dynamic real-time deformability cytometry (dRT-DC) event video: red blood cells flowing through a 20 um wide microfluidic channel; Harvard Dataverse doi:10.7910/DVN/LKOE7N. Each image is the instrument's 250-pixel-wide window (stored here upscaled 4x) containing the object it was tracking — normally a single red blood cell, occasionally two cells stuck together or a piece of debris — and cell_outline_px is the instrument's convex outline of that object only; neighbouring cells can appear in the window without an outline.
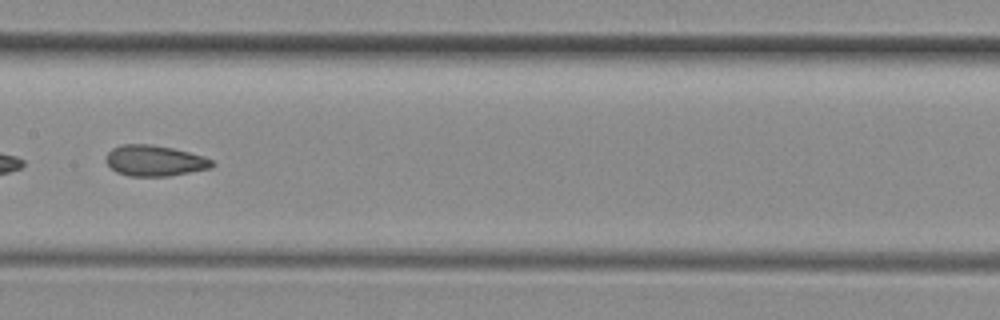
{"species": "common noctule bat (a hibernating species)", "species_latin": "Nyctalus noctula", "temperature_condition": "room temperature", "stored_images_in_passage": 33, "camera_frame_rate_fps": 3000, "um_per_image_px": 0.085, "animal": {"sex": "female", "body_mass_g": 29.2, "forearm_length_mm": 56.3}, "frame": {"image": 1, "passage_image": 10, "time_ms": 3.0, "image_size_px": [1000, 320], "cell_outline_px": [[216, 164], [208, 168], [168, 176], [128, 176], [116, 172], [104, 160], [108, 152], [112, 148], [124, 144], [148, 144], [172, 148], [204, 156], [212, 160]], "centroid_in_image_um": [13.11, 13.66], "position_along_channel_um": 194.3, "area_um2": 18.9}}
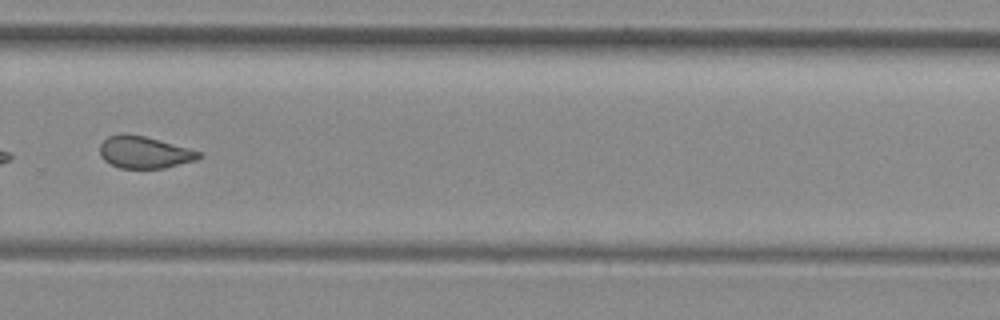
{"frame": {"image": 2, "passage_image": 19, "time_ms": 6.0, "image_size_px": [1000, 320], "cell_outline_px": [[200, 156], [196, 160], [164, 168], [120, 168], [104, 160], [100, 156], [100, 144], [108, 136], [120, 132], [124, 132], [144, 136], [188, 148], [200, 152]], "centroid_in_image_um": [12.21, 12.93], "position_along_channel_um": 317.6, "area_um2": 18.38}, "authors_computed_cell_mechanics": {"area_um2": 18.9584, "velocity_mm_per_s": 4.1247, "shape_relaxation_time_tau1_ms": null, "shape_relaxation_time_tau2_ms": 2.1881, "deformation_change_tau1": null, "deformation_change_tau2": 0.0814}}